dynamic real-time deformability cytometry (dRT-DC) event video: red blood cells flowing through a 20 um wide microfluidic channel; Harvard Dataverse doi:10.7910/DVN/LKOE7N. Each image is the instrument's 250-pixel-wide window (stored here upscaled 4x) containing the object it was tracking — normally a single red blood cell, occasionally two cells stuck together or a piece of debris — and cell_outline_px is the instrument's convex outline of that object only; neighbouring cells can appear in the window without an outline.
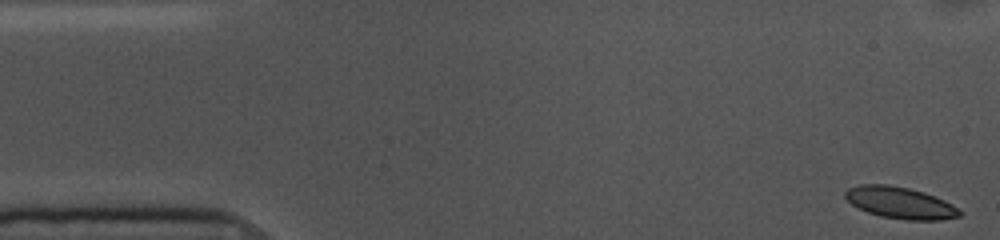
{"species": "common noctule bat (a hibernating species)", "species_latin": "Nyctalus noctula", "temperature_condition": "cold", "stored_images_in_passage": 55, "camera_frame_rate_fps": 3000, "um_per_image_px": 0.085, "animal": {"sex": "female", "body_mass_g": 10.0, "forearm_length_mm": 53.1}, "frame": {"image": 1, "passage_image": 1, "time_ms": 0.0, "image_size_px": [1000, 240], "cell_outline_px": [[964, 212], [960, 216], [940, 220], [908, 220], [880, 216], [868, 212], [852, 204], [844, 196], [844, 192], [848, 188], [860, 184], [888, 184], [908, 188], [924, 192], [944, 200], [952, 204]], "centroid_in_image_um": [76.53, 17.23], "position_along_channel_um": 8.5, "area_um2": 21.1}}
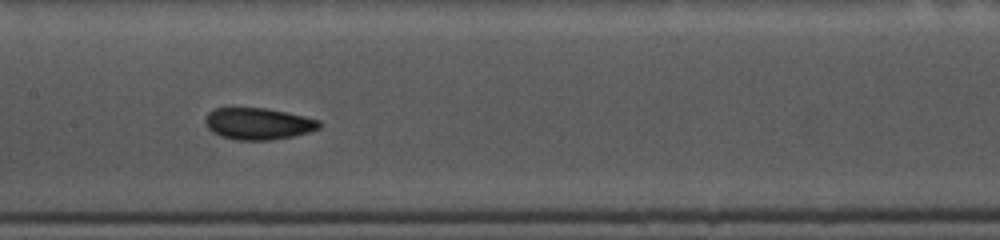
{"frame": {"image": 2, "passage_image": 25, "time_ms": 8.0, "image_size_px": [1000, 240], "cell_outline_px": [[320, 128], [308, 132], [292, 136], [268, 140], [236, 140], [220, 136], [212, 132], [208, 128], [204, 120], [208, 112], [212, 108], [268, 108], [304, 116], [320, 120]], "centroid_in_image_um": [21.92, 10.51], "position_along_channel_um": 185.5, "area_um2": 21.1}}
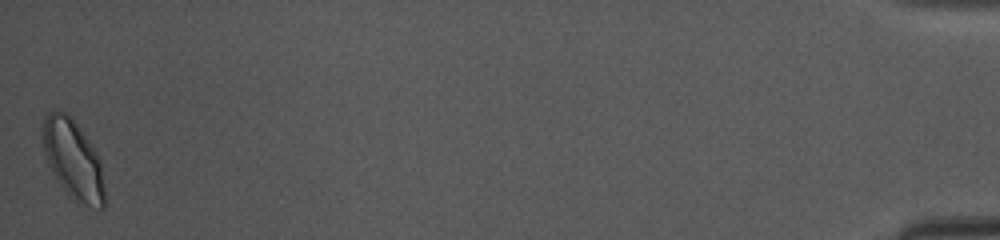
{"frame": {"image": 3, "passage_image": 54, "time_ms": 17.667, "image_size_px": [1000, 240], "cell_outline_px": [[104, 208], [100, 212], [68, 196], [52, 172], [44, 152], [44, 116], [48, 112], [68, 112], [88, 140], [96, 152], [100, 160], [104, 188]], "centroid_in_image_um": [6.24, 13.61], "position_along_channel_um": 429.0, "area_um2": 28.21}}